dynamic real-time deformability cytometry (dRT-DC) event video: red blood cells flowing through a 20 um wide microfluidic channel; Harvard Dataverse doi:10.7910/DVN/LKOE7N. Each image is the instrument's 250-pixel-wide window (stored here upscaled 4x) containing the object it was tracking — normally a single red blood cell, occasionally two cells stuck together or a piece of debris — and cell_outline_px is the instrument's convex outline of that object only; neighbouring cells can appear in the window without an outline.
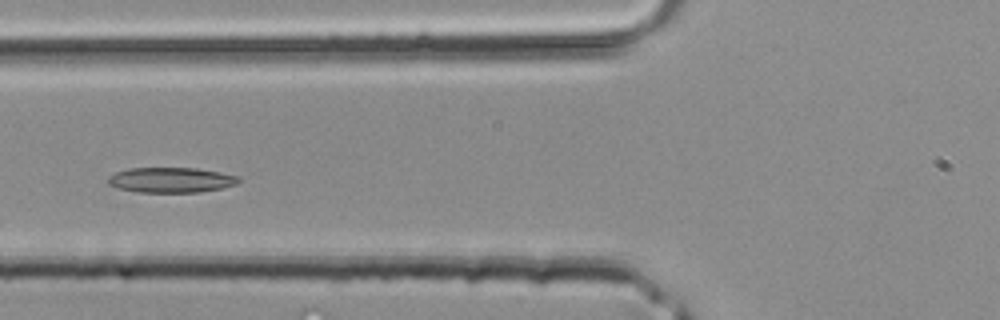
{"species": "common noctule bat (a hibernating species)", "species_latin": "Nyctalus noctula", "temperature_condition": "room temperature", "stored_images_in_passage": 34, "camera_frame_rate_fps": 3000, "um_per_image_px": 0.085, "animal": {"sex": "male", "body_mass_g": 20.4}, "frame": {"image": 1, "passage_image": 9, "time_ms": 2.667, "image_size_px": [1000, 320], "cell_outline_px": [[240, 180], [236, 184], [224, 188], [200, 192], [136, 192], [120, 188], [108, 184], [108, 176], [116, 172], [128, 168], [196, 168], [220, 172], [240, 176]], "centroid_in_image_um": [14.56, 15.3], "position_along_channel_um": 111.2, "area_um2": 19.25}}
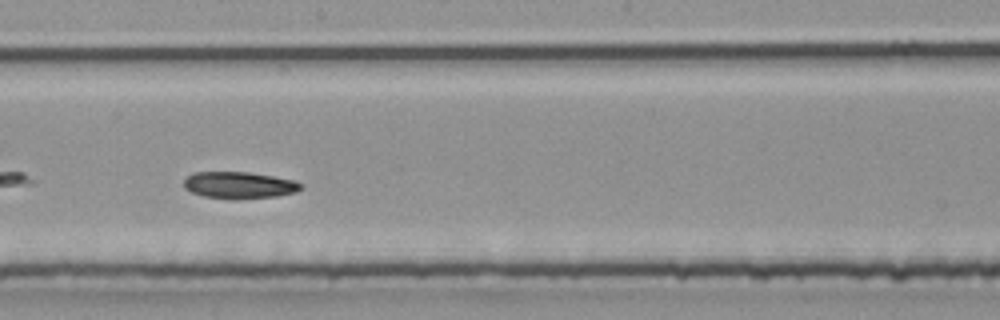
{"frame": {"image": 2, "passage_image": 16, "time_ms": 5.0, "image_size_px": [1000, 320], "cell_outline_px": [[304, 188], [296, 192], [276, 196], [240, 200], [204, 196], [192, 192], [184, 188], [184, 180], [188, 176], [196, 172], [248, 172], [296, 180], [304, 184]], "centroid_in_image_um": [20.39, 15.74], "position_along_channel_um": 227.8, "area_um2": 18.44}}
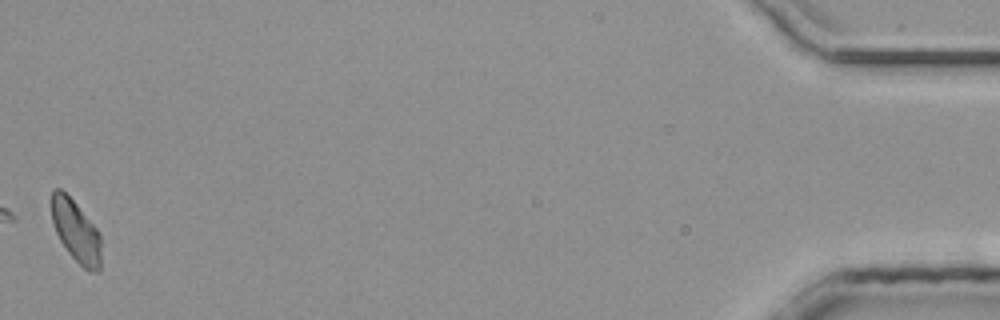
{"frame": {"image": 3, "passage_image": 34, "time_ms": 11.0, "image_size_px": [1000, 320], "cell_outline_px": [[100, 272], [88, 272], [68, 252], [60, 240], [56, 232], [52, 220], [52, 188], [60, 188], [76, 204], [100, 232]], "centroid_in_image_um": [6.47, 19.67], "position_along_channel_um": 428.7, "area_um2": 17.69}}